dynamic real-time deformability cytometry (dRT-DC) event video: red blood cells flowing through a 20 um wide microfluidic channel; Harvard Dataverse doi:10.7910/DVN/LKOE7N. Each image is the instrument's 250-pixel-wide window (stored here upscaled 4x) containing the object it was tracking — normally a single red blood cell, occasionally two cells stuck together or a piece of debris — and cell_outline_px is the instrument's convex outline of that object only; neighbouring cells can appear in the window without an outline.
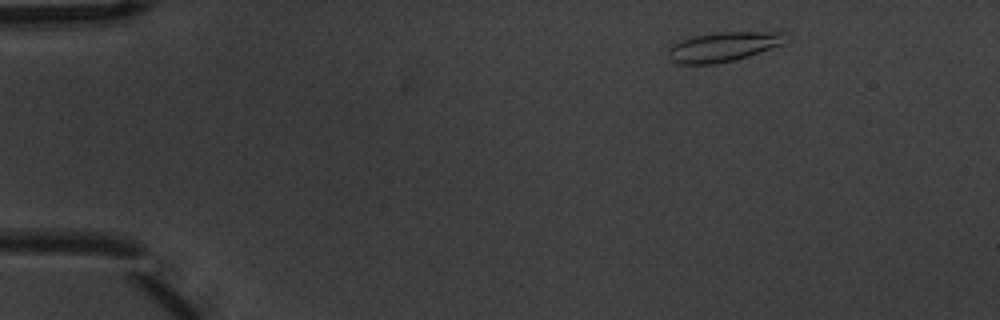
{"species": "common noctule bat (a hibernating species)", "species_latin": "Nyctalus noctula", "temperature_condition": "warm", "stored_images_in_passage": 6, "camera_frame_rate_fps": 3000, "um_per_image_px": 0.085, "animal": {"sex": "male", "body_mass_g": 20.1, "forearm_length_mm": 53.5}, "frame": {"image": 1, "passage_image": 1, "time_ms": 0.0, "image_size_px": [1000, 320], "cell_outline_px": [[784, 44], [736, 60], [712, 64], [680, 64], [668, 60], [668, 48], [680, 40], [696, 36], [716, 32], [784, 32]], "centroid_in_image_um": [61.43, 3.99], "position_along_channel_um": 23.6, "area_um2": 20.11}}
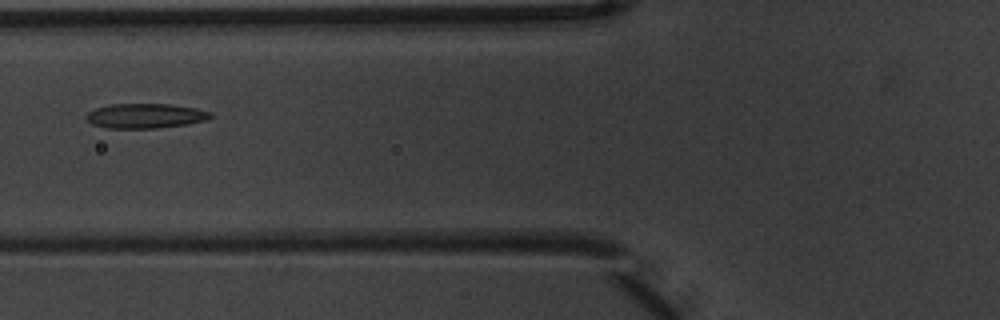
{"frame": {"image": 2, "passage_image": 5, "time_ms": 1.333, "image_size_px": [1000, 320], "cell_outline_px": [[216, 116], [208, 120], [188, 124], [156, 128], [104, 128], [92, 124], [84, 116], [88, 112], [96, 108], [112, 104], [168, 104], [196, 108], [212, 112]], "centroid_in_image_um": [12.4, 9.85], "position_along_channel_um": 113.4, "area_um2": 18.09}}
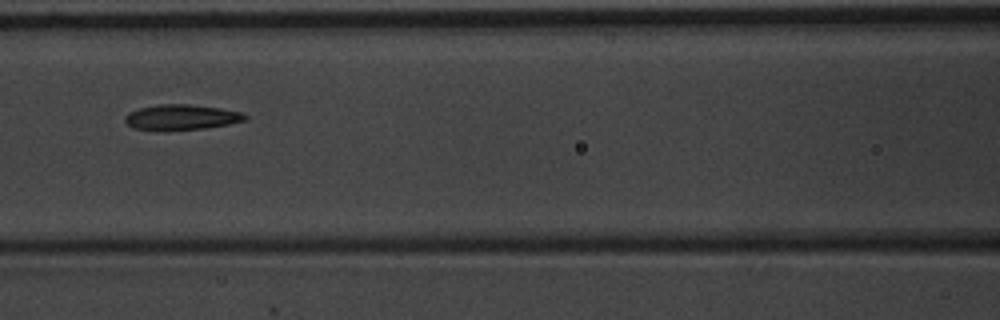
{"frame": {"image": 3, "passage_image": 6, "time_ms": 1.667, "image_size_px": [1000, 320], "cell_outline_px": [[248, 120], [228, 124], [204, 128], [156, 132], [132, 128], [124, 120], [124, 116], [128, 112], [140, 108], [160, 104], [188, 104], [220, 108], [240, 112], [248, 116]], "centroid_in_image_um": [15.37, 9.99], "position_along_channel_um": 151.2, "area_um2": 18.09}}